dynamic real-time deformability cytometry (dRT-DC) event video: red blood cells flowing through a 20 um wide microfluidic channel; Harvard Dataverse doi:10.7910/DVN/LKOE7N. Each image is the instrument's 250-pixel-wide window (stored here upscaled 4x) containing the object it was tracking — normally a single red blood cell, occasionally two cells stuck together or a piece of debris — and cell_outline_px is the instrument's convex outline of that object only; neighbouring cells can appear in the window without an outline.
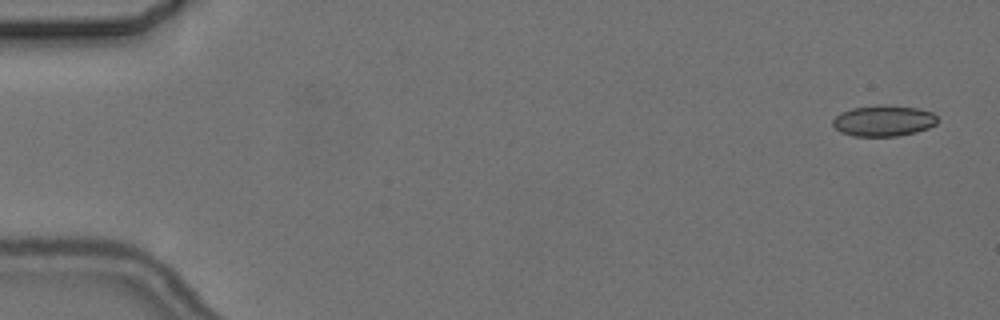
{"species": "common noctule bat (a hibernating species)", "species_latin": "Nyctalus noctula", "temperature_condition": "cold", "stored_images_in_passage": 5, "camera_frame_rate_fps": 3000, "um_per_image_px": 0.085, "animal": {"sex": "female", "body_mass_g": 24.6, "forearm_length_mm": 56.2}, "frame": {"image": 1, "passage_image": 1, "time_ms": 0.0, "image_size_px": [1000, 320], "cell_outline_px": [[940, 120], [936, 124], [928, 128], [916, 132], [896, 136], [852, 136], [840, 132], [832, 124], [832, 120], [840, 112], [852, 108], [916, 108], [932, 112]], "centroid_in_image_um": [75.1, 10.32], "position_along_channel_um": 9.9, "area_um2": 18.09}}
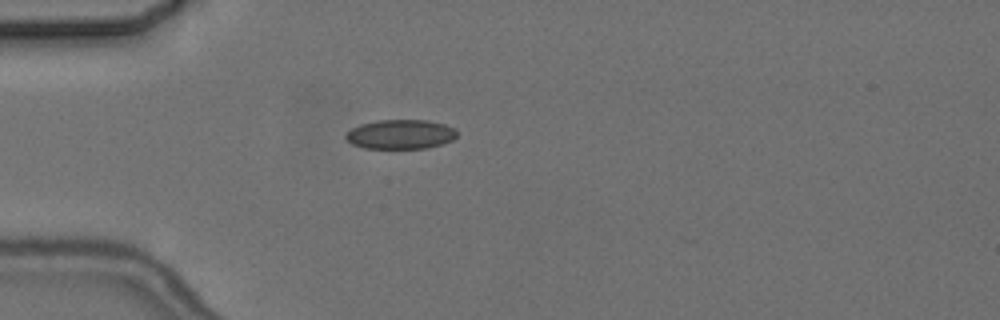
{"frame": {"image": 2, "passage_image": 5, "time_ms": 4.667, "image_size_px": [1000, 320], "cell_outline_px": [[456, 136], [452, 140], [444, 144], [428, 148], [364, 148], [352, 144], [344, 136], [352, 128], [360, 124], [376, 120], [428, 120], [444, 124], [456, 128]], "centroid_in_image_um": [34.07, 11.41], "position_along_channel_um": 50.9, "area_um2": 19.13}}